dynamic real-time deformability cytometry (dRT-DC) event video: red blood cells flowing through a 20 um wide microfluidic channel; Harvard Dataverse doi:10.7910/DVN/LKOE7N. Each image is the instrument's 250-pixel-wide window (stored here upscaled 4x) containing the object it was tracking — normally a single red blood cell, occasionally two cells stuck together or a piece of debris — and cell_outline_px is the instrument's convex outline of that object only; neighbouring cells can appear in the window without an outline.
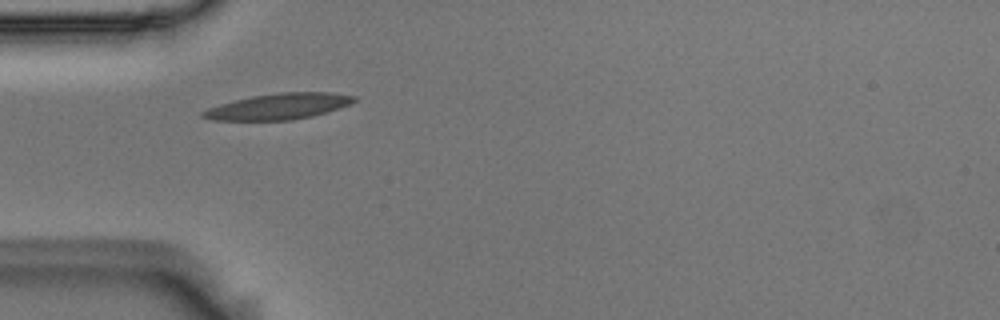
{"species": "Egyptian fruit bat (a non-hibernating species)", "species_latin": "Rousettus aegyptiacus", "temperature_condition": "room temperature", "stored_images_in_passage": 5, "camera_frame_rate_fps": 3000, "um_per_image_px": 0.085, "animal": {"sex": "male"}, "frame": {"image": 1, "passage_image": 1, "time_ms": 0.0, "image_size_px": [1000, 320], "cell_outline_px": [[356, 100], [348, 104], [312, 116], [292, 120], [212, 120], [200, 116], [200, 112], [208, 108], [232, 100], [252, 96], [280, 92], [332, 92], [356, 96]], "centroid_in_image_um": [23.62, 9.04], "position_along_channel_um": 61.4, "area_um2": 22.72}}
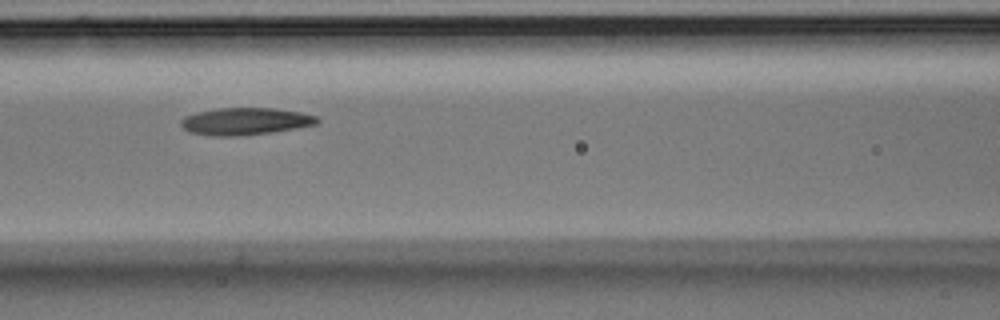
{"frame": {"image": 2, "passage_image": 3, "time_ms": 0.667, "image_size_px": [1000, 320], "cell_outline_px": [[320, 120], [316, 124], [296, 128], [272, 132], [240, 136], [212, 136], [188, 132], [180, 124], [180, 120], [184, 116], [196, 112], [220, 108], [276, 108], [300, 112], [316, 116]], "centroid_in_image_um": [20.82, 10.31], "position_along_channel_um": 145.8, "area_um2": 21.68}}
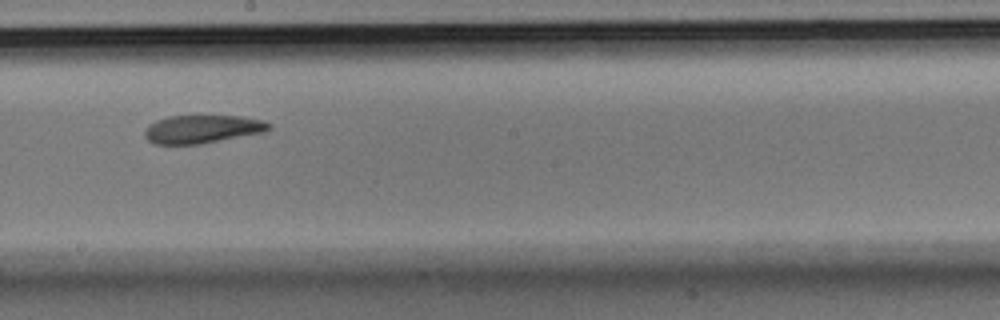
{"frame": {"image": 3, "passage_image": 5, "time_ms": 1.333, "image_size_px": [1000, 320], "cell_outline_px": [[272, 128], [264, 132], [200, 144], [156, 144], [148, 140], [144, 136], [144, 128], [148, 124], [156, 120], [168, 116], [244, 116], [264, 120], [272, 124]], "centroid_in_image_um": [17.2, 10.96], "position_along_channel_um": 231.0, "area_um2": 20.58}}